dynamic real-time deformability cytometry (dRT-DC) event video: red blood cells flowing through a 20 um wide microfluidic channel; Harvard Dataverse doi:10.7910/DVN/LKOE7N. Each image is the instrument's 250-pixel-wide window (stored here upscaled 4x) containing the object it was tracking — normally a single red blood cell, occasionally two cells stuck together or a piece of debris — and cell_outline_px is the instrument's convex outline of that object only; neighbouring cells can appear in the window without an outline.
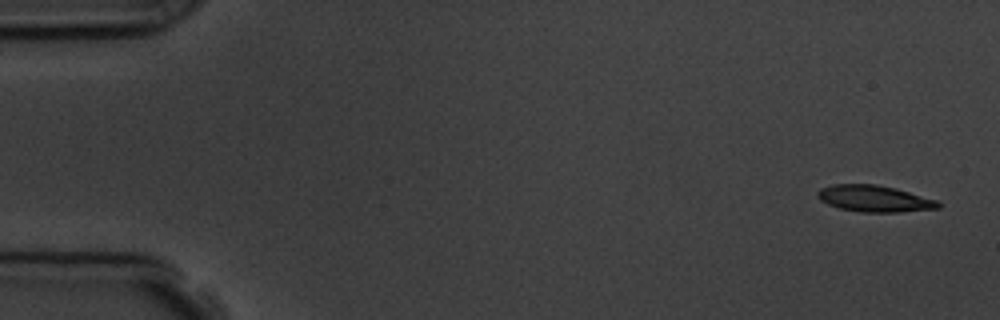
{"species": "common noctule bat (a hibernating species)", "species_latin": "Nyctalus noctula", "temperature_condition": "room temperature", "stored_images_in_passage": 2, "segment_of_instrument_passage": [2, 2], "camera_frame_rate_fps": 3000, "um_per_image_px": 0.085, "animal": {"sex": "male", "body_mass_g": 19.5, "forearm_length_mm": 54.6}, "frame": {"image": 1, "passage_image": 2, "time_ms": 2.0, "image_size_px": [1000, 320], "cell_outline_px": [[940, 208], [900, 212], [860, 212], [840, 208], [828, 204], [820, 200], [816, 196], [816, 192], [820, 188], [832, 184], [876, 184], [896, 188], [936, 200], [940, 204]], "centroid_in_image_um": [74.28, 16.88], "position_along_channel_um": 10.7, "area_um2": 18.67}}